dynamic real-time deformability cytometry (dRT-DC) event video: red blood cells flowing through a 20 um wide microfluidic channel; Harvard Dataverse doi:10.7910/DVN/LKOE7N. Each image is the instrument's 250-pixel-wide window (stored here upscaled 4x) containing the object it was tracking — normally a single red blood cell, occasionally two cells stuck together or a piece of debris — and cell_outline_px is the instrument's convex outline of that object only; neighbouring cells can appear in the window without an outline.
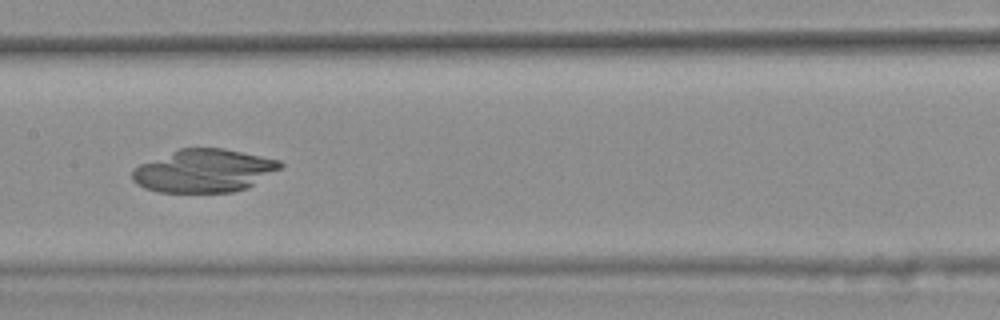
{"species": "common noctule bat (a hibernating species)", "species_latin": "Nyctalus noctula", "temperature_condition": "warm", "stored_images_in_passage": 45, "camera_frame_rate_fps": 3000, "um_per_image_px": 0.085, "animal": {"sex": "female", "body_mass_g": 25.1}, "frame": {"image": 1, "passage_image": 27, "time_ms": 8.667, "image_size_px": [1000, 320], "cell_outline_px": [[284, 164], [280, 168], [248, 188], [232, 192], [160, 192], [144, 188], [136, 184], [132, 180], [132, 168], [140, 164], [180, 148], [224, 148], [280, 160]], "centroid_in_image_um": [17.32, 14.52], "position_along_channel_um": 190.1, "area_um2": 37.05}}
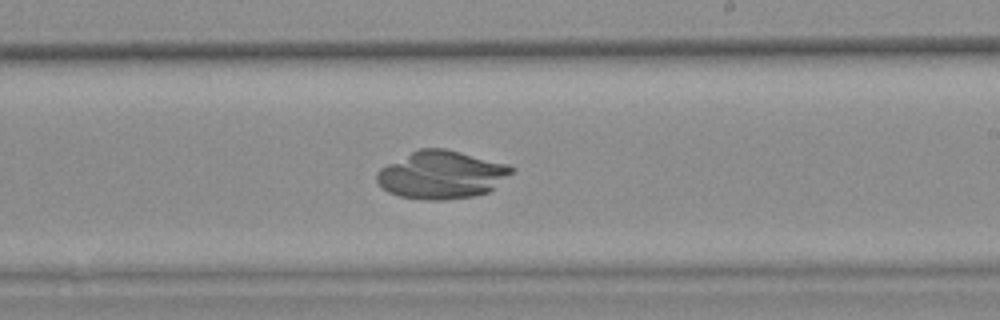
{"frame": {"image": 2, "passage_image": 32, "time_ms": 10.333, "image_size_px": [1000, 320], "cell_outline_px": [[516, 168], [512, 172], [488, 192], [472, 196], [444, 200], [424, 200], [400, 196], [388, 192], [376, 180], [376, 172], [380, 168], [420, 148], [444, 148], [508, 164]], "centroid_in_image_um": [37.52, 14.86], "position_along_channel_um": 251.5, "area_um2": 37.17}}
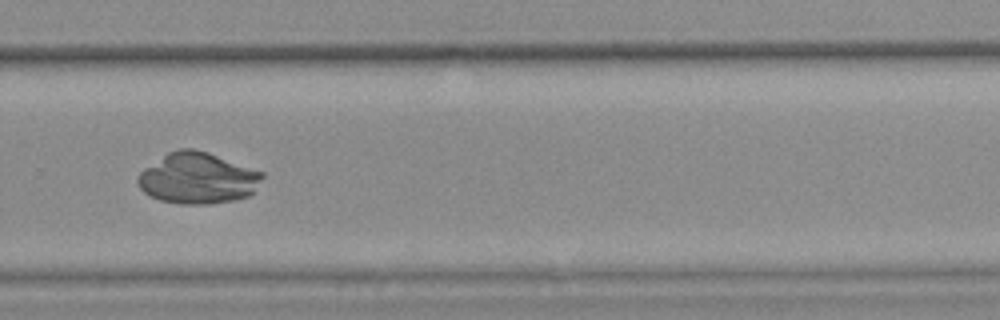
{"frame": {"image": 3, "passage_image": 37, "time_ms": 12.0, "image_size_px": [1000, 320], "cell_outline_px": [[264, 176], [252, 192], [248, 196], [232, 200], [208, 204], [180, 204], [160, 200], [144, 192], [140, 188], [136, 180], [140, 172], [144, 168], [168, 152], [180, 148], [192, 148], [208, 152], [264, 172]], "centroid_in_image_um": [16.79, 15.14], "position_along_channel_um": 313.0, "area_um2": 36.93}}